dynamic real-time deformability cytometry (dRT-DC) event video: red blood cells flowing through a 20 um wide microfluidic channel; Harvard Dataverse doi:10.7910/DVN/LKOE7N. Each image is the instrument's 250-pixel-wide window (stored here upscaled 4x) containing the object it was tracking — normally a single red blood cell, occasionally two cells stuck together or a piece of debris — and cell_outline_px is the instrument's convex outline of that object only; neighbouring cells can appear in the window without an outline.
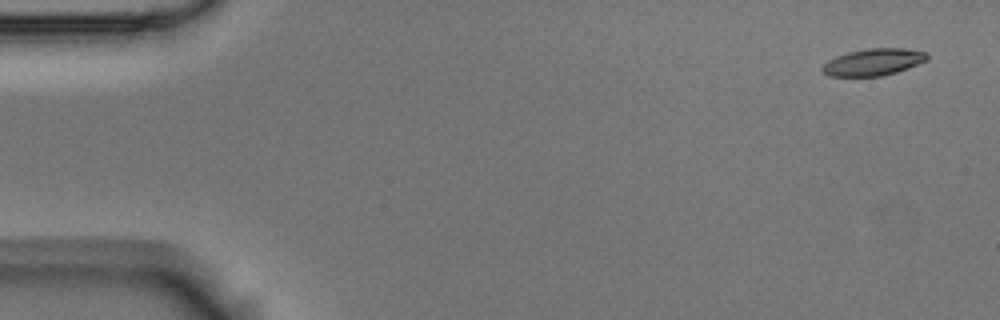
{"species": "Egyptian fruit bat (a non-hibernating species)", "species_latin": "Rousettus aegyptiacus", "temperature_condition": "room temperature", "stored_images_in_passage": 5, "camera_frame_rate_fps": 3000, "um_per_image_px": 0.085, "animal": {"sex": "male"}, "frame": {"image": 1, "passage_image": 1, "time_ms": 0.0, "image_size_px": [1000, 320], "cell_outline_px": [[928, 60], [908, 68], [896, 72], [880, 76], [828, 76], [820, 68], [828, 60], [836, 56], [848, 52], [868, 48], [904, 48], [924, 52], [928, 56]], "centroid_in_image_um": [74.22, 5.27], "position_along_channel_um": 10.8, "area_um2": 16.36}}
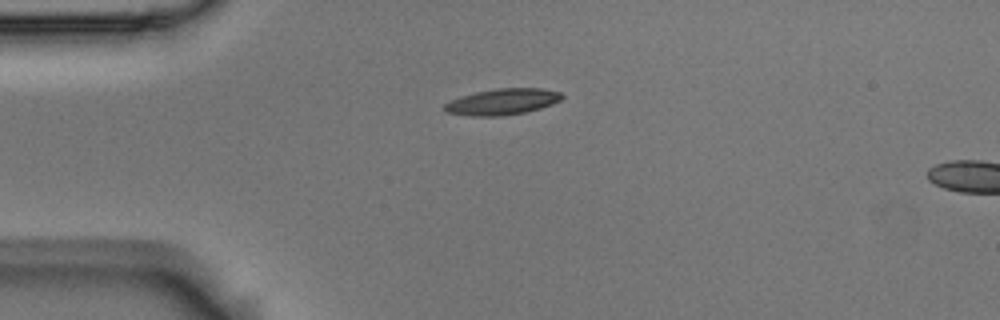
{"frame": {"image": 2, "passage_image": 4, "time_ms": 1.0, "image_size_px": [1000, 320], "cell_outline_px": [[564, 96], [560, 100], [552, 104], [540, 108], [524, 112], [500, 116], [468, 116], [444, 112], [444, 104], [460, 96], [476, 92], [496, 88], [540, 88], [560, 92]], "centroid_in_image_um": [42.68, 8.65], "position_along_channel_um": 42.3, "area_um2": 17.86}}